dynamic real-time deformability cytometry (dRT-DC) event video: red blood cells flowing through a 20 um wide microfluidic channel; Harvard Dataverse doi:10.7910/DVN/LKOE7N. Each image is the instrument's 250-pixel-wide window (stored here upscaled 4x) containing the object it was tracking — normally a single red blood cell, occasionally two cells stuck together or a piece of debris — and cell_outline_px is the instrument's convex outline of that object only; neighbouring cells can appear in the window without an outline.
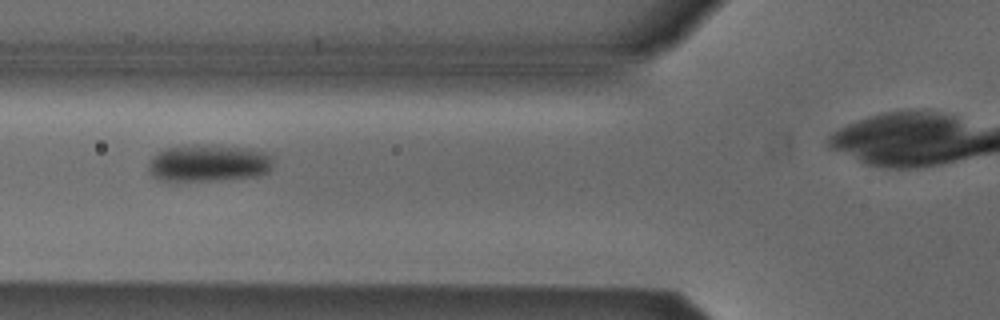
{"species": "Egyptian fruit bat (a non-hibernating species)", "species_latin": "Rousettus aegyptiacus", "temperature_condition": "cold", "stored_images_in_passage": 6, "camera_frame_rate_fps": 3000, "um_per_image_px": 0.085, "animal": {"sex": "male"}, "frame": {"image": 1, "passage_image": 3, "time_ms": 0.667, "image_size_px": [1000, 320], "cell_outline_px": [[272, 164], [268, 172], [260, 176], [172, 184], [160, 180], [152, 176], [148, 168], [148, 160], [156, 152], [164, 148], [196, 144], [208, 144], [248, 148], [264, 152], [272, 156]], "centroid_in_image_um": [17.64, 13.89], "position_along_channel_um": 108.2, "area_um2": 28.03}}
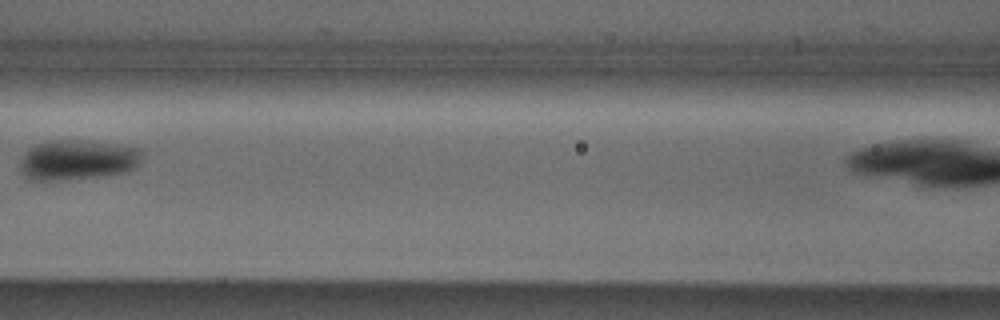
{"frame": {"image": 2, "passage_image": 4, "time_ms": 1.0, "image_size_px": [1000, 320], "cell_outline_px": [[144, 152], [136, 168], [124, 172], [104, 176], [60, 180], [28, 180], [24, 176], [20, 168], [20, 160], [24, 152], [36, 144], [48, 140], [80, 140], [116, 144], [140, 148]], "centroid_in_image_um": [6.58, 13.59], "position_along_channel_um": 160.0, "area_um2": 28.84}}
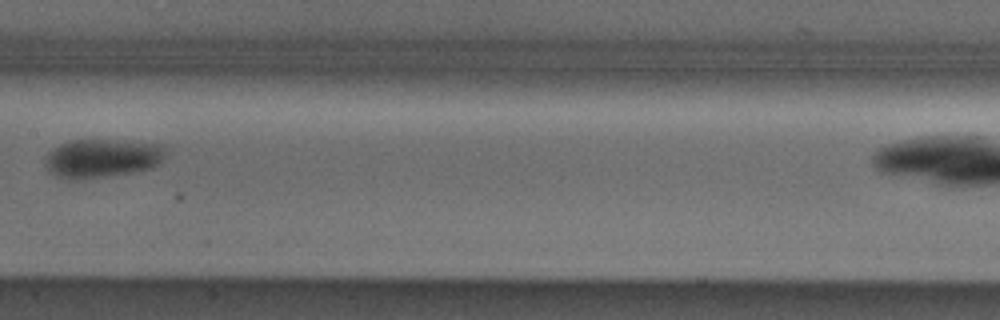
{"frame": {"image": 3, "passage_image": 5, "time_ms": 1.333, "image_size_px": [1000, 320], "cell_outline_px": [[164, 156], [160, 164], [152, 168], [104, 176], [68, 180], [48, 172], [44, 164], [44, 156], [52, 148], [68, 140], [120, 140], [164, 144]], "centroid_in_image_um": [8.63, 13.43], "position_along_channel_um": 198.8, "area_um2": 27.28}}